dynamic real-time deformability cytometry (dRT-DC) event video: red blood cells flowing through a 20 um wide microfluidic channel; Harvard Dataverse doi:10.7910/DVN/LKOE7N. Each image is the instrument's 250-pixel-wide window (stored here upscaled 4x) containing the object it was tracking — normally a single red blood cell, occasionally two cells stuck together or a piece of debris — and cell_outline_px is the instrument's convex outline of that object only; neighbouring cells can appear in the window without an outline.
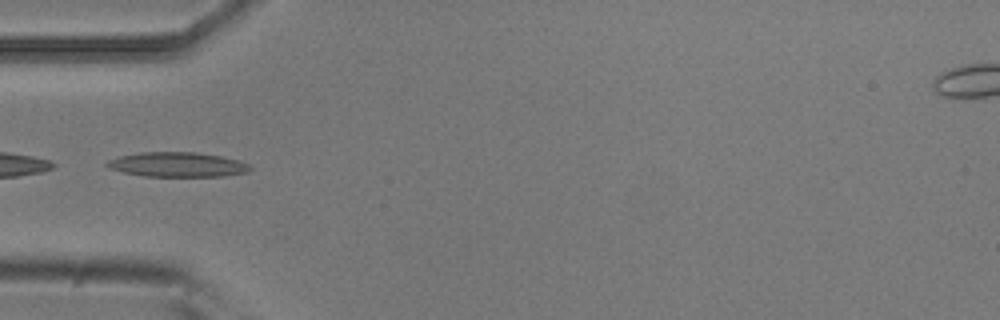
{"species": "common noctule bat (a hibernating species)", "species_latin": "Nyctalus noctula", "temperature_condition": "room temperature", "stored_images_in_passage": 5, "camera_frame_rate_fps": 3000, "um_per_image_px": 0.085, "animal": {"sex": "male", "body_mass_g": 20.5, "forearm_length_mm": 52.5}, "frame": {"image": 1, "passage_image": 3, "time_ms": 0.667, "image_size_px": [1000, 320], "cell_outline_px": [[252, 168], [248, 172], [224, 176], [144, 176], [124, 172], [108, 168], [104, 164], [108, 160], [120, 156], [140, 152], [196, 152], [220, 156], [240, 160], [248, 164]], "centroid_in_image_um": [15.08, 13.98], "position_along_channel_um": 69.9, "area_um2": 20.58}}
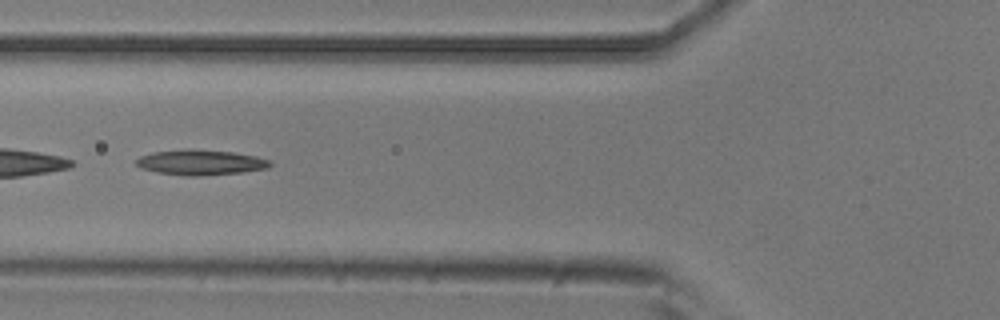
{"frame": {"image": 2, "passage_image": 4, "time_ms": 1.0, "image_size_px": [1000, 320], "cell_outline_px": [[272, 164], [268, 168], [240, 172], [196, 176], [184, 176], [156, 172], [140, 168], [136, 164], [136, 160], [140, 156], [152, 152], [188, 148], [232, 152], [256, 156], [268, 160]], "centroid_in_image_um": [17.0, 13.79], "position_along_channel_um": 108.8, "area_um2": 19.71}}
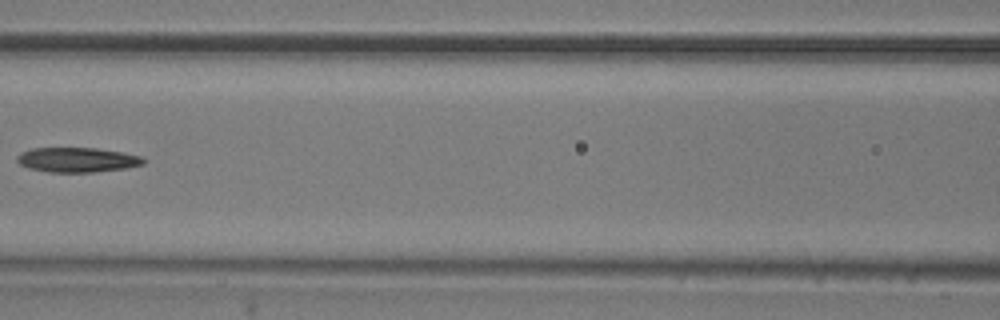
{"frame": {"image": 3, "passage_image": 5, "time_ms": 1.333, "image_size_px": [1000, 320], "cell_outline_px": [[144, 164], [124, 168], [92, 172], [48, 172], [28, 168], [20, 164], [16, 160], [16, 156], [20, 152], [32, 148], [96, 148], [120, 152], [140, 156], [144, 160]], "centroid_in_image_um": [6.49, 13.58], "position_along_channel_um": 160.1, "area_um2": 18.09}}